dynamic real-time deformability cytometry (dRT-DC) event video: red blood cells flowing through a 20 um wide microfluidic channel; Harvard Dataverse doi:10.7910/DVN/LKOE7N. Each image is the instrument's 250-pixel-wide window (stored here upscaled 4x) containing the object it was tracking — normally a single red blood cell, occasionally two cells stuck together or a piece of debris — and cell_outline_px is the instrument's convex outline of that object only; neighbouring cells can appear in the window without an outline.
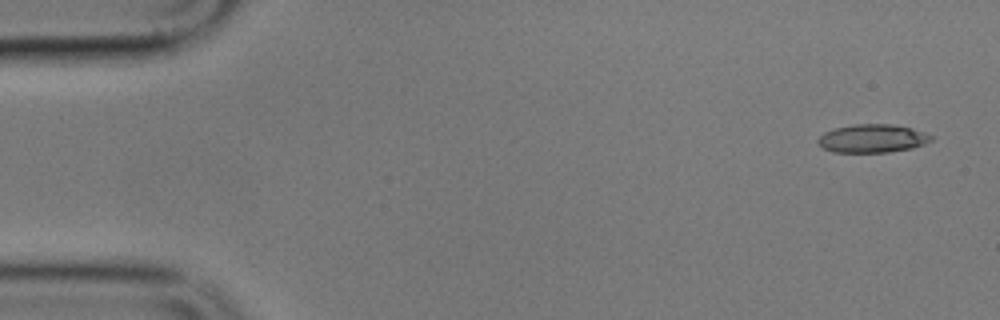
{"species": "common noctule bat (a hibernating species)", "species_latin": "Nyctalus noctula", "temperature_condition": "cold", "stored_images_in_passage": 4, "camera_frame_rate_fps": 3000, "um_per_image_px": 0.085, "animal": {"sex": "male", "body_mass_g": 17.9}, "frame": {"image": 1, "passage_image": 1, "time_ms": 0.0, "image_size_px": [1000, 320], "cell_outline_px": [[936, 136], [932, 140], [924, 144], [912, 148], [888, 152], [832, 152], [824, 148], [816, 140], [824, 132], [832, 128], [852, 124], [888, 124], [912, 128]], "centroid_in_image_um": [74.16, 11.76], "position_along_channel_um": 10.8, "area_um2": 18.79}}